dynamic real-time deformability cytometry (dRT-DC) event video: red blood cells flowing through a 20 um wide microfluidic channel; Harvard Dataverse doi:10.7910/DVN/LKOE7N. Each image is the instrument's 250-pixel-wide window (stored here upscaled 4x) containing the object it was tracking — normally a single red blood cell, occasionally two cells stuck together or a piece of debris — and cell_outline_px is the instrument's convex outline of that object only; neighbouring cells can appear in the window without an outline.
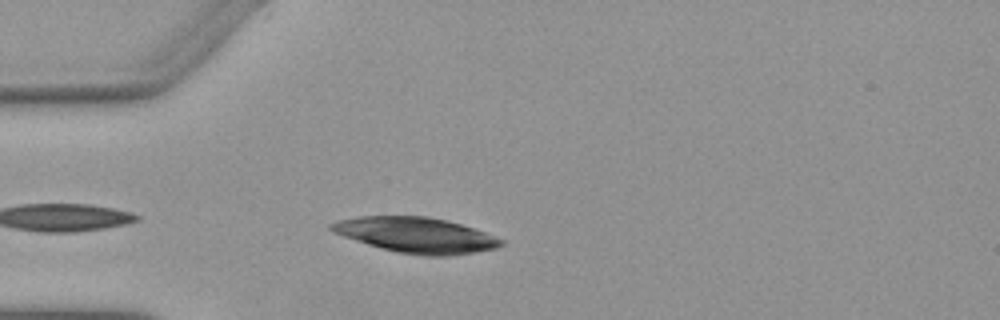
{"species": "Egyptian fruit bat (a non-hibernating species)", "species_latin": "Rousettus aegyptiacus", "temperature_condition": "warm", "stored_images_in_passage": 27, "camera_frame_rate_fps": 3000, "um_per_image_px": 0.085, "animal": {"sex": "female"}, "frame": {"image": 1, "passage_image": 3, "time_ms": 0.667, "image_size_px": [1000, 320], "cell_outline_px": [[504, 244], [496, 248], [476, 252], [448, 256], [424, 256], [400, 252], [380, 248], [332, 232], [328, 228], [328, 224], [340, 220], [360, 216], [428, 216], [448, 220], [484, 232], [504, 240]], "centroid_in_image_um": [35.37, 19.98], "position_along_channel_um": 49.6, "area_um2": 34.91}}
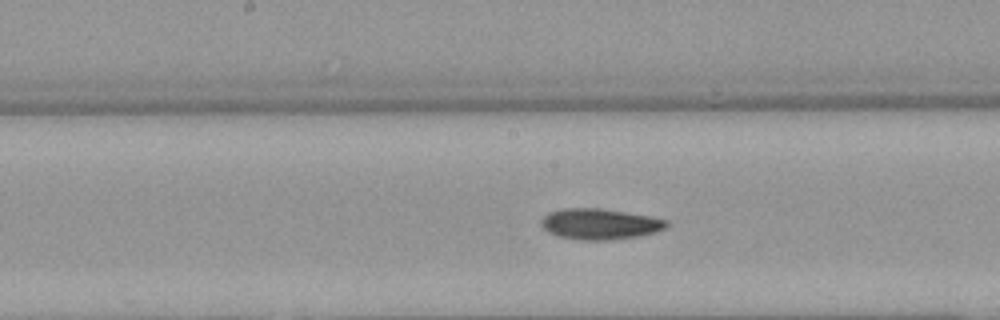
{"frame": {"image": 2, "passage_image": 12, "time_ms": 3.667, "image_size_px": [1000, 320], "cell_outline_px": [[668, 224], [664, 228], [656, 232], [640, 236], [616, 240], [580, 240], [556, 236], [548, 232], [540, 224], [540, 220], [548, 212], [560, 208], [600, 208], [648, 216], [668, 220]], "centroid_in_image_um": [50.95, 19.05], "position_along_channel_um": 197.3, "area_um2": 22.72}}
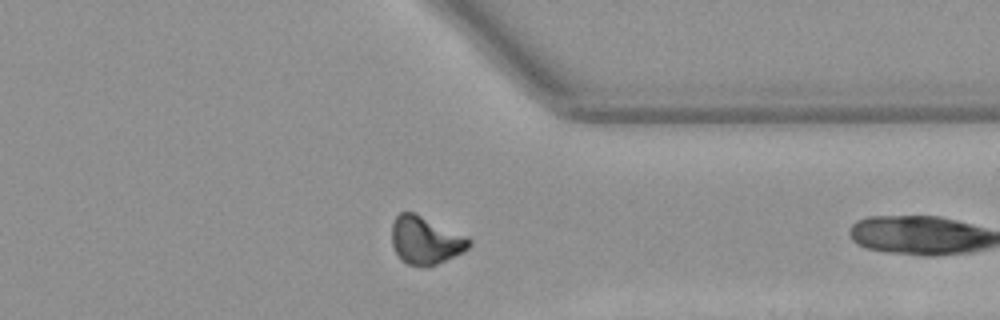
{"frame": {"image": 3, "passage_image": 26, "time_ms": 8.333, "image_size_px": [1000, 320], "cell_outline_px": [[472, 244], [464, 252], [428, 268], [408, 264], [400, 260], [392, 244], [392, 224], [396, 216], [400, 212], [412, 212], [468, 236], [472, 240]], "centroid_in_image_um": [36.18, 20.45], "position_along_channel_um": 375.2, "area_um2": 21.68}}